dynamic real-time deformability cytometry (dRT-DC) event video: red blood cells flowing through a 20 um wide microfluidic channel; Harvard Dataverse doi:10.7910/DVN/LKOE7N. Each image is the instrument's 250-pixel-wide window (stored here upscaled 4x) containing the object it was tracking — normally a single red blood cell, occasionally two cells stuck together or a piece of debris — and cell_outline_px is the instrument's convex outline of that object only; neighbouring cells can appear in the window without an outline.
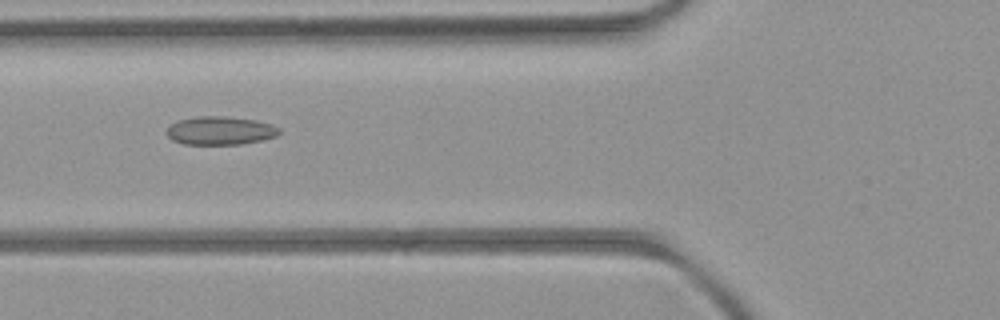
{"species": "common noctule bat (a hibernating species)", "species_latin": "Nyctalus noctula", "temperature_condition": "room temperature", "stored_images_in_passage": 7, "camera_frame_rate_fps": 3000, "um_per_image_px": 0.085, "animal": {"sex": "female", "body_mass_g": 21.9}, "frame": {"image": 1, "passage_image": 6, "time_ms": 5.667, "image_size_px": [1000, 320], "cell_outline_px": [[280, 132], [276, 136], [260, 140], [240, 144], [184, 144], [172, 140], [164, 132], [176, 120], [196, 116], [224, 116], [256, 120], [272, 124], [280, 128]], "centroid_in_image_um": [18.69, 11.09], "position_along_channel_um": 107.1, "area_um2": 18.67}}
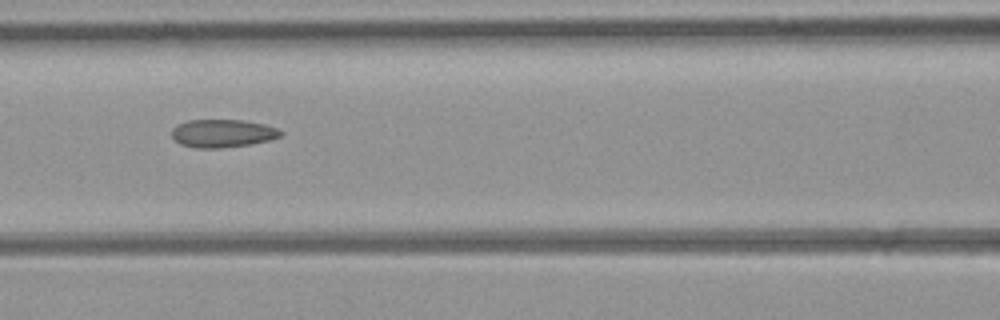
{"frame": {"image": 2, "passage_image": 7, "time_ms": 6.667, "image_size_px": [1000, 320], "cell_outline_px": [[284, 132], [280, 136], [268, 140], [248, 144], [220, 148], [196, 148], [180, 144], [172, 136], [172, 128], [176, 124], [188, 120], [244, 120], [264, 124], [276, 128]], "centroid_in_image_um": [18.89, 11.32], "position_along_channel_um": 147.7, "area_um2": 17.69}}